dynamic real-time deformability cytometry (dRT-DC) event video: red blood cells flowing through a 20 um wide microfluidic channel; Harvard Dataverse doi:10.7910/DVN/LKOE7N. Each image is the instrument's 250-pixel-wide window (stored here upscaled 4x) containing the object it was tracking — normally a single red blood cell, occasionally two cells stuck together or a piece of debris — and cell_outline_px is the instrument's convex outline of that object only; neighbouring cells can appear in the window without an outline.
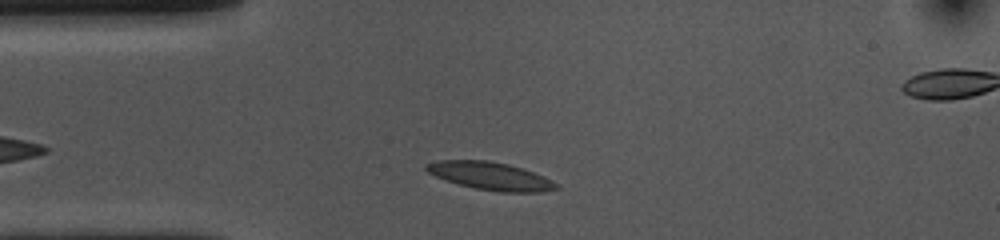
{"species": "common noctule bat (a hibernating species)", "species_latin": "Nyctalus noctula", "temperature_condition": "cold", "stored_images_in_passage": 34, "camera_frame_rate_fps": 3000, "um_per_image_px": 0.085, "animal": {"sex": "female", "body_mass_g": 10.0, "forearm_length_mm": 53.1}, "frame": {"image": 1, "passage_image": 4, "time_ms": 1.0, "image_size_px": [1000, 240], "cell_outline_px": [[560, 188], [540, 192], [500, 192], [476, 188], [444, 180], [428, 172], [424, 168], [424, 164], [436, 160], [488, 160], [508, 164], [544, 176], [560, 184]], "centroid_in_image_um": [41.69, 14.96], "position_along_channel_um": 43.3, "area_um2": 21.1}}
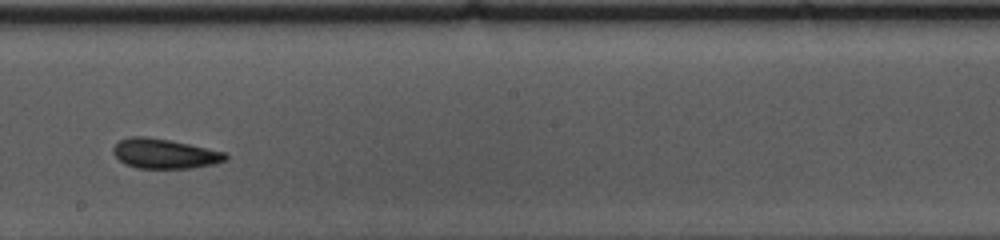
{"frame": {"image": 2, "passage_image": 21, "time_ms": 6.667, "image_size_px": [1000, 240], "cell_outline_px": [[228, 160], [216, 164], [192, 168], [136, 168], [124, 164], [112, 152], [112, 148], [120, 140], [132, 136], [144, 136], [168, 140], [228, 152]], "centroid_in_image_um": [14.03, 13.07], "position_along_channel_um": 234.2, "area_um2": 19.59}}
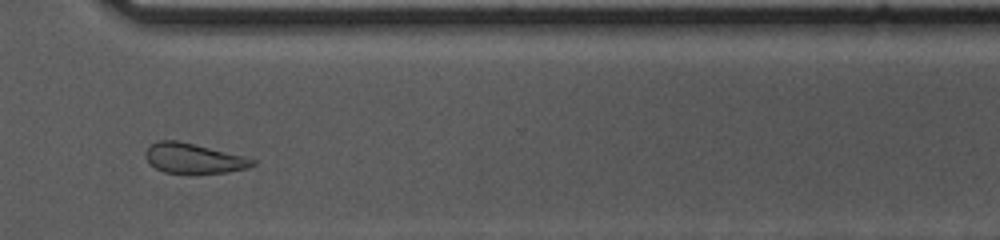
{"frame": {"image": 3, "passage_image": 31, "time_ms": 10.0, "image_size_px": [1000, 240], "cell_outline_px": [[256, 164], [248, 168], [228, 172], [164, 172], [156, 168], [144, 156], [144, 152], [152, 144], [160, 140], [176, 140], [244, 156], [256, 160]], "centroid_in_image_um": [16.47, 13.45], "position_along_channel_um": 354.1, "area_um2": 18.21}, "authors_computed_cell_mechanics": {"area_um2": 19.6809, "velocity_mm_per_s": 3.5909, "shape_relaxation_time_tau1_ms": 2.3206, "shape_relaxation_time_tau2_ms": 2.4194, "deformation_change_tau1": 0.0869, "deformation_change_tau2": 0.0908}}